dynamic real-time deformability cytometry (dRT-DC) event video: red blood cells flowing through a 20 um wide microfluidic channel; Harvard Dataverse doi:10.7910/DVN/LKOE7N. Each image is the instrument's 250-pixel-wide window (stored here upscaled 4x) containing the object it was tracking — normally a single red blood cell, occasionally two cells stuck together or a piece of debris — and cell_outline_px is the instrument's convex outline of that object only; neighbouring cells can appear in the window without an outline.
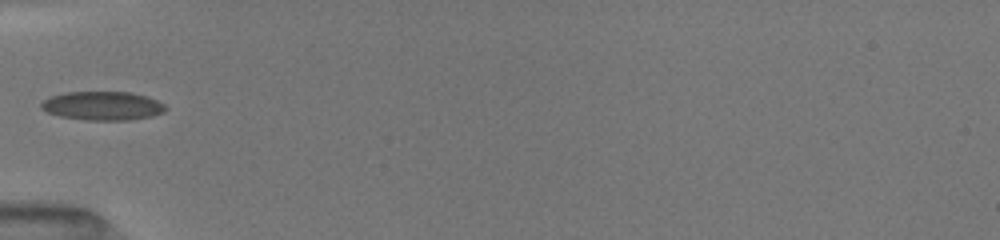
{"species": "common noctule bat (a hibernating species)", "species_latin": "Nyctalus noctula", "temperature_condition": "room temperature", "stored_images_in_passage": 19, "camera_frame_rate_fps": 3000, "um_per_image_px": 0.085, "animal": {"sex": "female", "body_mass_g": 19.5, "forearm_length_mm": 54.1}, "frame": {"image": 1, "passage_image": 1, "time_ms": 0.0, "image_size_px": [1000, 240], "cell_outline_px": [[168, 108], [164, 112], [152, 116], [128, 120], [88, 120], [60, 116], [48, 112], [40, 108], [40, 104], [44, 100], [52, 96], [64, 92], [128, 92], [148, 96], [164, 104]], "centroid_in_image_um": [8.74, 8.99], "position_along_channel_um": 76.3, "area_um2": 20.81}}
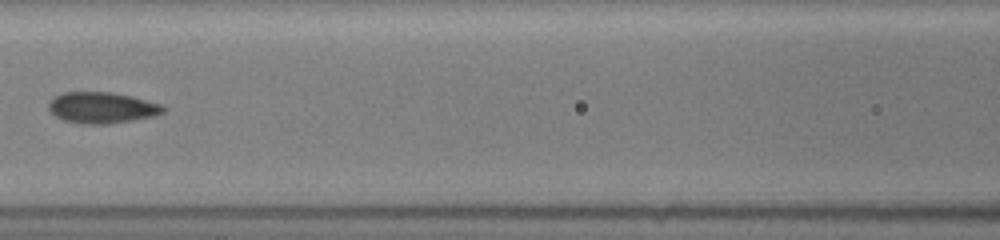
{"frame": {"image": 2, "passage_image": 4, "time_ms": 2.0, "image_size_px": [1000, 240], "cell_outline_px": [[168, 108], [164, 112], [156, 116], [108, 124], [80, 124], [64, 120], [56, 116], [48, 108], [48, 104], [60, 92], [112, 92], [132, 96], [160, 104]], "centroid_in_image_um": [8.69, 9.15], "position_along_channel_um": 157.9, "area_um2": 20.87}, "authors_computed_cell_mechanics": {"area_um2": 20.23, "velocity_mm_per_s": 4.0504, "shape_relaxation_time_tau1_ms": 3.0012, "shape_relaxation_time_tau2_ms": 1.7272, "deformation_change_tau1": 0.0907, "deformation_change_tau2": 0.0787}}